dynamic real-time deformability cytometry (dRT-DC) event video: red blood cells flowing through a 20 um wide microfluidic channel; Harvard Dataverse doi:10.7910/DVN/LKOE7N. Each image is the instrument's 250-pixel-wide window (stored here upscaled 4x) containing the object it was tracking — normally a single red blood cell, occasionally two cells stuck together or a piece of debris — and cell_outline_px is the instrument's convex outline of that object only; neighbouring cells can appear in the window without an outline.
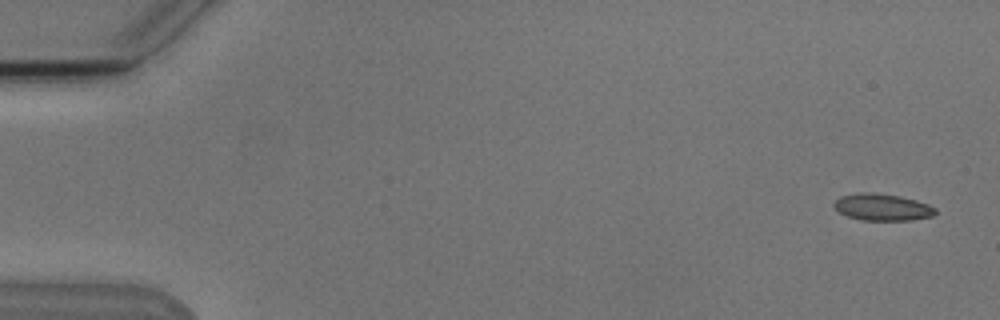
{"species": "Egyptian fruit bat (a non-hibernating species)", "species_latin": "Rousettus aegyptiacus", "temperature_condition": "cold", "stored_images_in_passage": 5, "camera_frame_rate_fps": 3000, "um_per_image_px": 0.085, "animal": {"sex": "male"}, "frame": {"image": 1, "passage_image": 1, "time_ms": 0.0, "image_size_px": [1000, 320], "cell_outline_px": [[936, 212], [932, 216], [912, 220], [860, 220], [848, 216], [840, 212], [832, 204], [840, 196], [856, 192], [872, 192], [900, 196], [916, 200], [928, 204], [936, 208]], "centroid_in_image_um": [74.99, 17.6], "position_along_channel_um": 10.0, "area_um2": 15.9}}